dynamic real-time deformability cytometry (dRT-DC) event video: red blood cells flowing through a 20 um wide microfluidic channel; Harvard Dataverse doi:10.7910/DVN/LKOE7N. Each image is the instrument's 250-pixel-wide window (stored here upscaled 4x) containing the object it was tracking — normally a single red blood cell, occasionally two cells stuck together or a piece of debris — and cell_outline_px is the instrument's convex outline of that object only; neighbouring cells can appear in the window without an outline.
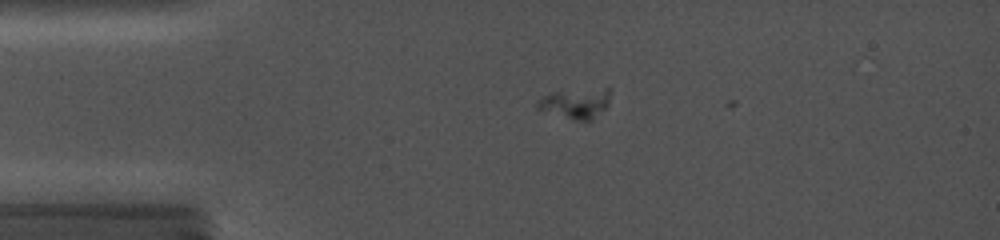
{"species": "common noctule bat (a hibernating species)", "species_latin": "Nyctalus noctula", "temperature_condition": "cold", "stored_images_in_passage": 9, "camera_frame_rate_fps": 5000, "um_per_image_px": 0.085, "animal": {"sex": "female", "body_mass_g": 19.0, "forearm_length_mm": 56.7}, "frame": {"image": 1, "passage_image": 8, "time_ms": 2.4, "image_size_px": [1000, 240], "cell_outline_px": [[612, 92], [604, 108], [588, 120], [584, 120], [540, 108], [536, 104], [544, 96], [552, 92], [604, 88], [612, 88]], "centroid_in_image_um": [49.02, 8.7], "position_along_channel_um": 36.0, "area_um2": 11.62}}